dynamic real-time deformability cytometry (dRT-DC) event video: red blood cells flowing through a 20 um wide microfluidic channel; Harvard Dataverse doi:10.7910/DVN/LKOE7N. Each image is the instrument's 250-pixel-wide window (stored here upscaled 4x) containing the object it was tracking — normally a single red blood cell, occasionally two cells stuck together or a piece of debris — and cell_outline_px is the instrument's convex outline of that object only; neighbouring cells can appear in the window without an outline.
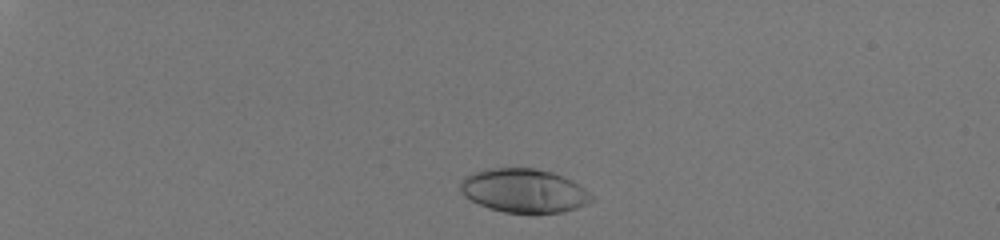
{"species": "human", "species_latin": "Homo sapiens", "temperature_condition": "room temperature", "stored_images_in_passage": 40, "camera_frame_rate_fps": 3000, "um_per_image_px": 0.085, "donor": {"sex": "male"}, "frame": {"image": 1, "passage_image": 6, "time_ms": 1.667, "image_size_px": [1000, 240], "cell_outline_px": [[596, 200], [588, 204], [564, 212], [504, 212], [488, 208], [464, 196], [460, 192], [460, 180], [464, 176], [472, 172], [488, 168], [536, 168], [552, 172], [572, 180], [584, 188]], "centroid_in_image_um": [44.52, 16.19], "position_along_channel_um": 40.5, "area_um2": 33.58}}
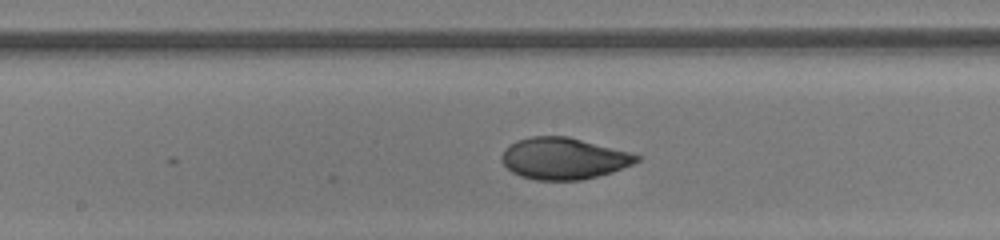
{"frame": {"image": 2, "passage_image": 25, "time_ms": 8.0, "image_size_px": [1000, 240], "cell_outline_px": [[644, 156], [640, 160], [632, 164], [612, 172], [580, 180], [536, 180], [520, 176], [512, 172], [500, 160], [500, 156], [504, 148], [516, 140], [532, 136], [568, 136]], "centroid_in_image_um": [47.88, 13.46], "position_along_channel_um": 200.3, "area_um2": 32.77}}
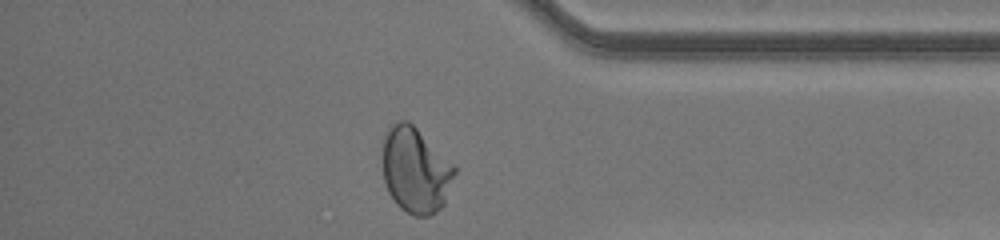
{"frame": {"image": 3, "passage_image": 40, "time_ms": 13.0, "image_size_px": [1000, 240], "cell_outline_px": [[456, 172], [444, 204], [440, 208], [428, 216], [412, 216], [400, 208], [396, 204], [388, 192], [384, 180], [380, 160], [380, 140], [388, 124], [396, 120], [408, 120], [456, 164]], "centroid_in_image_um": [35.26, 14.4], "position_along_channel_um": 399.9, "area_um2": 37.34}, "authors_computed_cell_mechanics": {"area_um2": 33.1483, "velocity_mm_per_s": 4.115, "shape_relaxation_time_tau1_ms": 5.1392, "shape_relaxation_time_tau2_ms": null, "deformation_change_tau1": 0.2176, "deformation_change_tau2": null}}